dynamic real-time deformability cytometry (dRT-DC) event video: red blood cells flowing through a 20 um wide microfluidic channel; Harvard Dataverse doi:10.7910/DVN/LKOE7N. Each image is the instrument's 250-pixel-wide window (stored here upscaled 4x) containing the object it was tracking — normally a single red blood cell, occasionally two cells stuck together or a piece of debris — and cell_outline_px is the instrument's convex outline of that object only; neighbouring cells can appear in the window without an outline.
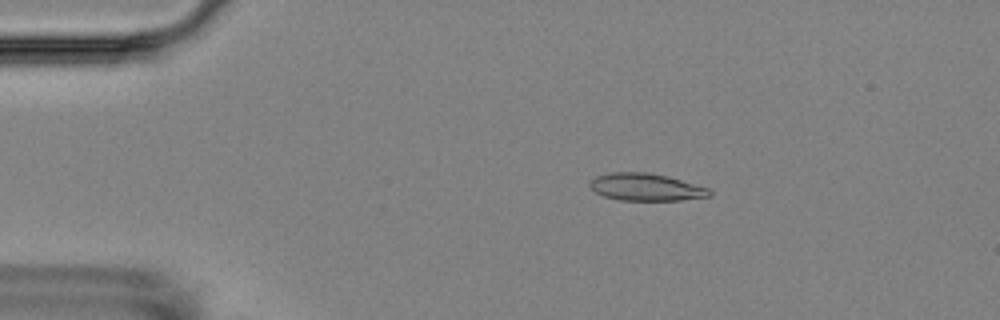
{"species": "Egyptian fruit bat (a non-hibernating species)", "species_latin": "Rousettus aegyptiacus", "temperature_condition": "room temperature", "stored_images_in_passage": 4, "camera_frame_rate_fps": 3000, "um_per_image_px": 0.085, "animal": {"sex": "female"}, "frame": {"image": 1, "passage_image": 3, "time_ms": 2.333, "image_size_px": [1000, 320], "cell_outline_px": [[712, 196], [680, 200], [620, 200], [604, 196], [596, 192], [588, 184], [596, 176], [608, 172], [648, 172], [668, 176], [708, 188], [712, 192]], "centroid_in_image_um": [54.91, 15.9], "position_along_channel_um": 30.1, "area_um2": 19.02}}